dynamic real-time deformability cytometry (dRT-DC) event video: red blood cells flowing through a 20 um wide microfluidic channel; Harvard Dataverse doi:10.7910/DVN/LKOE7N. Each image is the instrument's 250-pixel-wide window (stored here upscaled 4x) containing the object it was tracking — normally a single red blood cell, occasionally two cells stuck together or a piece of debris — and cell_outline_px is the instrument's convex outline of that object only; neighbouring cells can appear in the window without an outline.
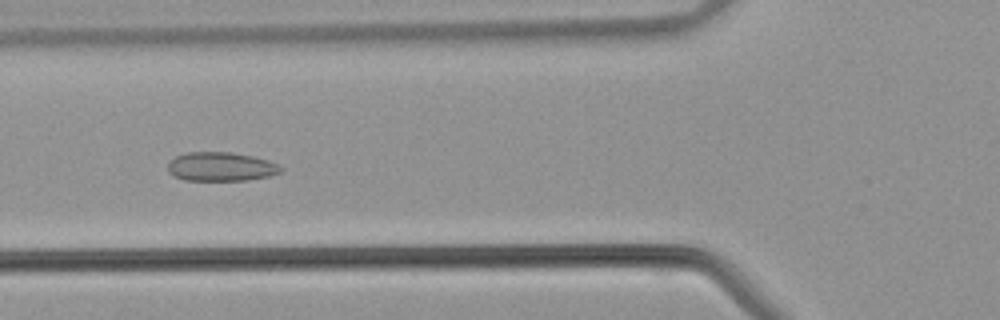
{"species": "common noctule bat (a hibernating species)", "species_latin": "Nyctalus noctula", "temperature_condition": "warm", "stored_images_in_passage": 32, "camera_frame_rate_fps": 3000, "um_per_image_px": 0.085, "animal": {"sex": "male", "body_mass_g": 21.5, "forearm_length_mm": 52.0}, "frame": {"image": 1, "passage_image": 5, "time_ms": 1.333, "image_size_px": [1000, 320], "cell_outline_px": [[284, 168], [280, 172], [272, 176], [248, 180], [184, 180], [172, 176], [168, 172], [168, 160], [176, 156], [188, 152], [232, 152], [252, 156], [268, 160]], "centroid_in_image_um": [18.76, 14.17], "position_along_channel_um": 107.0, "area_um2": 19.25}}
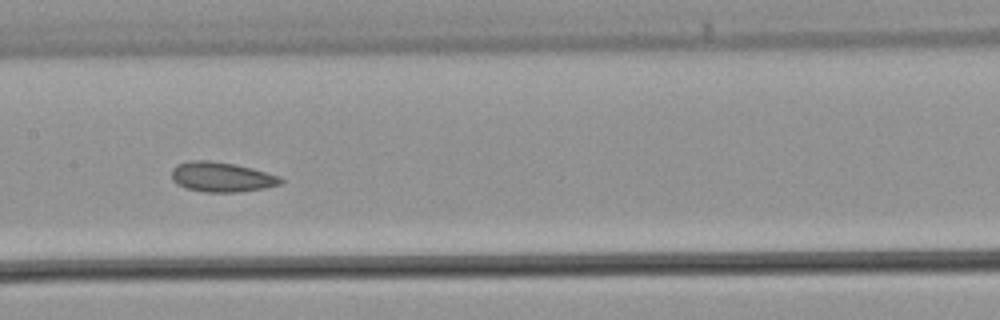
{"frame": {"image": 2, "passage_image": 10, "time_ms": 3.0, "image_size_px": [1000, 320], "cell_outline_px": [[284, 180], [280, 184], [264, 188], [236, 192], [204, 192], [184, 188], [176, 184], [172, 180], [172, 168], [176, 164], [188, 160], [208, 160], [232, 164], [252, 168], [280, 176]], "centroid_in_image_um": [18.79, 15.04], "position_along_channel_um": 188.6, "area_um2": 19.07}}
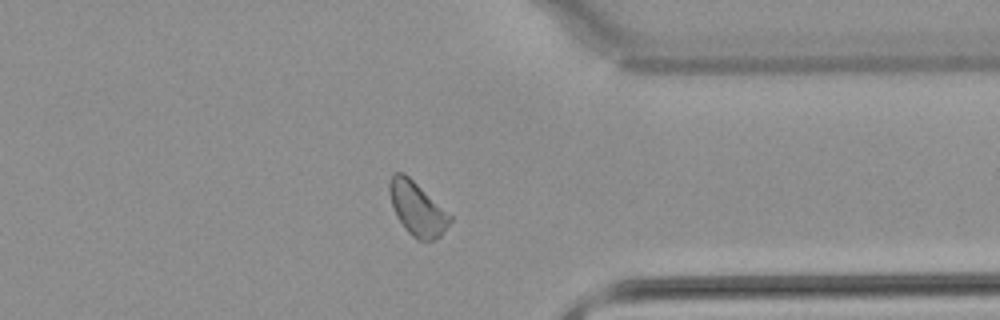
{"frame": {"image": 3, "passage_image": 22, "time_ms": 7.0, "image_size_px": [1000, 320], "cell_outline_px": [[452, 220], [440, 236], [432, 240], [420, 240], [412, 236], [404, 228], [396, 216], [388, 192], [388, 184], [392, 172], [404, 172], [452, 216]], "centroid_in_image_um": [35.43, 17.72], "position_along_channel_um": 376.0, "area_um2": 18.79}}